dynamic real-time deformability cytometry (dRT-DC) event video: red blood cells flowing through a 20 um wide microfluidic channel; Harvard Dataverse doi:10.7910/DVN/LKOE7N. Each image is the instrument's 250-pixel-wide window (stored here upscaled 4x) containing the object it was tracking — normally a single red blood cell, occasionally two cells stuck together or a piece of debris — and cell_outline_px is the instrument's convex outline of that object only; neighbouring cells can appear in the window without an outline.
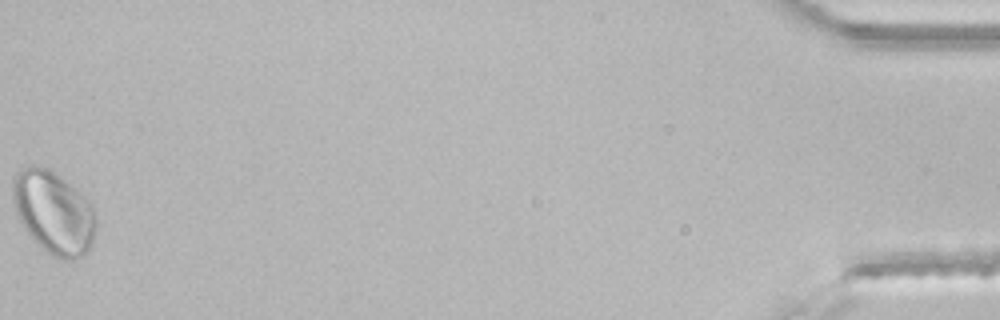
{"species": "common noctule bat (a hibernating species)", "species_latin": "Nyctalus noctula", "temperature_condition": "room temperature", "stored_images_in_passage": 47, "segment_of_instrument_passage": [2, 2], "camera_frame_rate_fps": 3000, "um_per_image_px": 0.085, "animal": {"sex": "male", "body_mass_g": 21.5, "forearm_length_mm": 52.0}, "frame": {"image": 1, "passage_image": 47, "time_ms": 15.333, "image_size_px": [1000, 320], "cell_outline_px": [[96, 228], [92, 244], [88, 252], [84, 256], [72, 260], [64, 260], [48, 252], [28, 232], [20, 220], [16, 212], [12, 200], [12, 180], [24, 168], [32, 164], [44, 168], [60, 176], [84, 196], [88, 200], [96, 216]], "centroid_in_image_um": [4.59, 18.07], "position_along_channel_um": 430.6, "area_um2": 39.59}}